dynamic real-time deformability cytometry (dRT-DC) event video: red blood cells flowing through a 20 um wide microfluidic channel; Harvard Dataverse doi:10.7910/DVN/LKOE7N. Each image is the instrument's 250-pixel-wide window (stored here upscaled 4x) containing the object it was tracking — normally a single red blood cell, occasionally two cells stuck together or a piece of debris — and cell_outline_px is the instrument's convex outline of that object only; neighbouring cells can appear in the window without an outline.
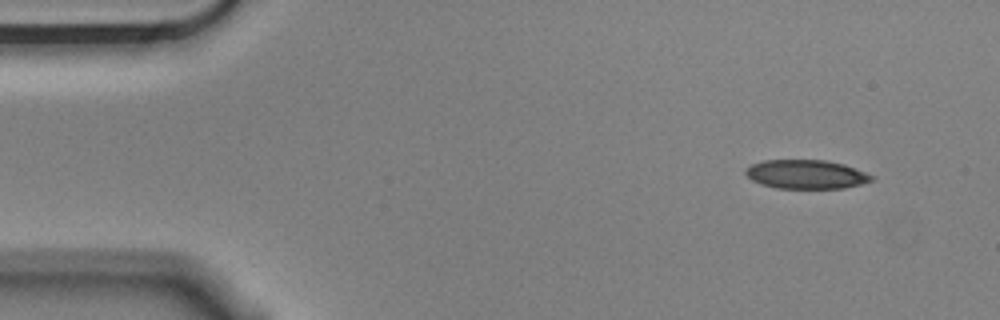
{"species": "Egyptian fruit bat (a non-hibernating species)", "species_latin": "Rousettus aegyptiacus", "temperature_condition": "cold", "stored_images_in_passage": 5, "camera_frame_rate_fps": 3000, "um_per_image_px": 0.085, "animal": {"sex": "male"}, "frame": {"image": 1, "passage_image": 1, "time_ms": 0.0, "image_size_px": [1000, 320], "cell_outline_px": [[876, 176], [872, 180], [860, 184], [844, 188], [776, 188], [760, 184], [752, 180], [744, 172], [744, 168], [752, 164], [764, 160], [824, 160], [844, 164]], "centroid_in_image_um": [68.51, 14.81], "position_along_channel_um": 16.5, "area_um2": 21.27}}
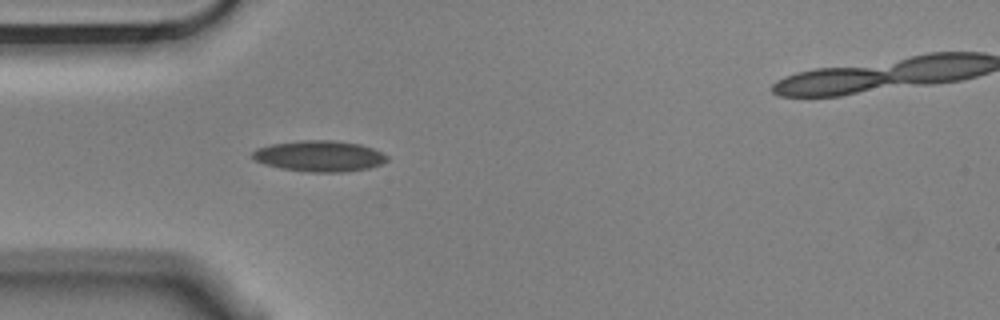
{"frame": {"image": 2, "passage_image": 4, "time_ms": 1.0, "image_size_px": [1000, 320], "cell_outline_px": [[388, 160], [380, 164], [368, 168], [340, 172], [312, 172], [280, 168], [264, 164], [256, 160], [252, 156], [252, 152], [256, 148], [272, 144], [296, 140], [332, 140], [360, 144], [372, 148], [388, 156]], "centroid_in_image_um": [27.13, 13.26], "position_along_channel_um": 57.9, "area_um2": 24.16}}